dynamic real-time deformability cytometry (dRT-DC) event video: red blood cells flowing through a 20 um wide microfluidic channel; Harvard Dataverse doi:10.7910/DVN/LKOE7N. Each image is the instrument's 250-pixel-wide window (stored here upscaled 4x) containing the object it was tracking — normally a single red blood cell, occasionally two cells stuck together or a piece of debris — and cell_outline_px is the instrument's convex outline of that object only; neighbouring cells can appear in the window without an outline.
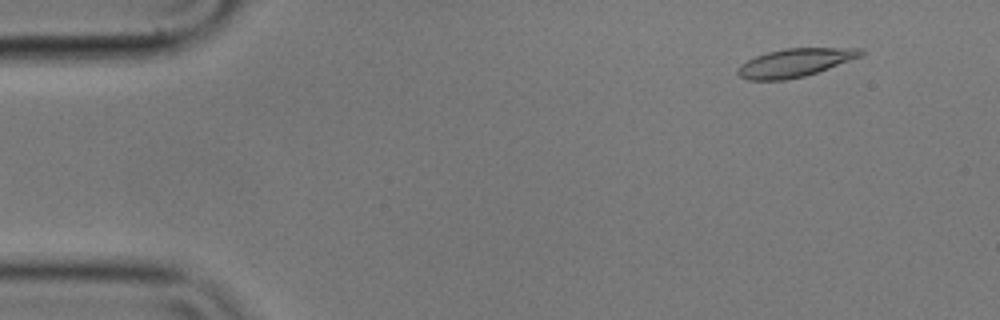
{"species": "common noctule bat (a hibernating species)", "species_latin": "Nyctalus noctula", "temperature_condition": "cold", "stored_images_in_passage": 56, "camera_frame_rate_fps": 3000, "um_per_image_px": 0.085, "animal": {"sex": "male", "body_mass_g": 17.9}, "frame": {"image": 1, "passage_image": 5, "time_ms": 1.333, "image_size_px": [1000, 320], "cell_outline_px": [[864, 52], [860, 56], [828, 68], [804, 76], [784, 80], [748, 80], [740, 76], [736, 72], [736, 68], [740, 64], [756, 56], [768, 52], [784, 48], [860, 48]], "centroid_in_image_um": [67.51, 5.33], "position_along_channel_um": 17.5, "area_um2": 20.0}}
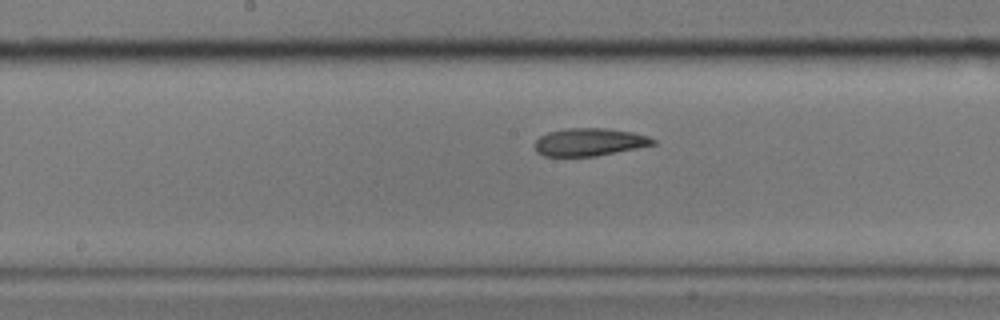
{"frame": {"image": 2, "passage_image": 28, "time_ms": 9.0, "image_size_px": [1000, 320], "cell_outline_px": [[656, 144], [596, 156], [544, 156], [536, 152], [536, 140], [540, 136], [548, 132], [568, 128], [608, 128], [632, 132], [648, 136], [656, 140]], "centroid_in_image_um": [50.11, 12.07], "position_along_channel_um": 198.1, "area_um2": 19.02}}
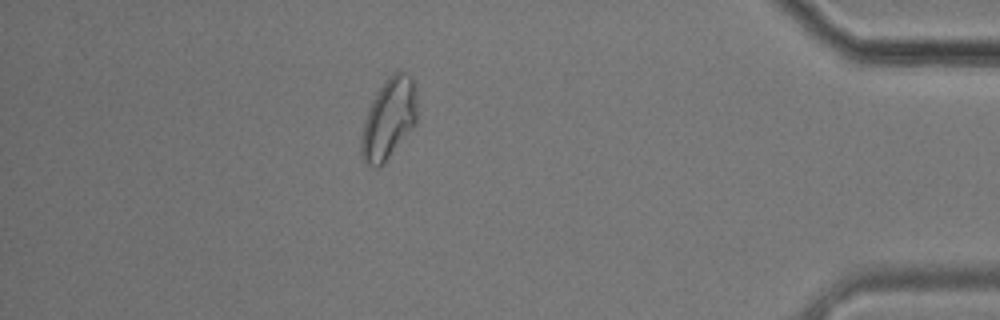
{"frame": {"image": 3, "passage_image": 49, "time_ms": 16.0, "image_size_px": [1000, 320], "cell_outline_px": [[416, 124], [384, 164], [380, 168], [376, 168], [368, 164], [364, 160], [360, 152], [360, 140], [364, 120], [372, 100], [388, 76], [392, 72], [400, 68], [412, 76], [416, 92]], "centroid_in_image_um": [33.05, 10.08], "position_along_channel_um": 402.1, "area_um2": 26.59}, "authors_computed_cell_mechanics": {"area_um2": 20.1722, "velocity_mm_per_s": 3.5365, "shape_relaxation_time_tau1_ms": 3.1799, "shape_relaxation_time_tau2_ms": 3.2183, "deformation_change_tau1": 0.1188, "deformation_change_tau2": 0.0933}}